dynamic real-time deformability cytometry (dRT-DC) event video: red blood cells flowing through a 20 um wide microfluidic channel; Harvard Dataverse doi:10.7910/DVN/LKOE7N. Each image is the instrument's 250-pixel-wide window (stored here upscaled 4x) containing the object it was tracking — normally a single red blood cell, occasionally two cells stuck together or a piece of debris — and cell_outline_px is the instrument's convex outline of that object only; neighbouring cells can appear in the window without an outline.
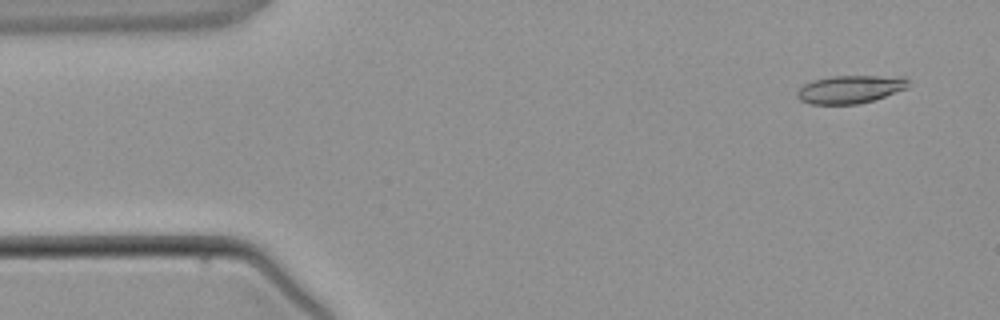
{"species": "common noctule bat (a hibernating species)", "species_latin": "Nyctalus noctula", "temperature_condition": "warm", "stored_images_in_passage": 3, "camera_frame_rate_fps": 3000, "um_per_image_px": 0.085, "animal": {"sex": "male", "body_mass_g": 21.5, "forearm_length_mm": 52.0}, "frame": {"image": 1, "passage_image": 1, "time_ms": 0.0, "image_size_px": [1000, 320], "cell_outline_px": [[908, 88], [872, 100], [856, 104], [812, 104], [800, 100], [796, 96], [796, 92], [804, 84], [812, 80], [828, 76], [908, 76]], "centroid_in_image_um": [72.26, 7.57], "position_along_channel_um": 12.7, "area_um2": 18.21}}
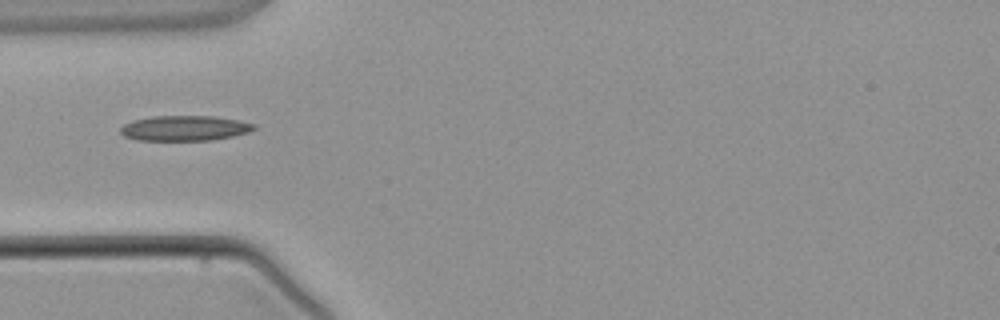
{"frame": {"image": 2, "passage_image": 3, "time_ms": 3.333, "image_size_px": [1000, 320], "cell_outline_px": [[256, 128], [248, 132], [232, 136], [212, 140], [136, 140], [124, 136], [120, 132], [120, 128], [124, 124], [132, 120], [152, 116], [212, 116], [236, 120], [256, 124]], "centroid_in_image_um": [15.66, 10.89], "position_along_channel_um": 69.3, "area_um2": 19.54}}